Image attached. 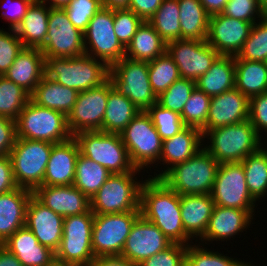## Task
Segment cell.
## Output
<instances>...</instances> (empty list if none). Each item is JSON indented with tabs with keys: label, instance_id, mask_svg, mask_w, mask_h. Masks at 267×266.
<instances>
[{
	"label": "cell",
	"instance_id": "3",
	"mask_svg": "<svg viewBox=\"0 0 267 266\" xmlns=\"http://www.w3.org/2000/svg\"><path fill=\"white\" fill-rule=\"evenodd\" d=\"M109 70L105 62L87 54L73 58H45V76L78 92L106 82Z\"/></svg>",
	"mask_w": 267,
	"mask_h": 266
},
{
	"label": "cell",
	"instance_id": "62",
	"mask_svg": "<svg viewBox=\"0 0 267 266\" xmlns=\"http://www.w3.org/2000/svg\"><path fill=\"white\" fill-rule=\"evenodd\" d=\"M48 266H71L69 264H65V263H62V262H59V261H56L54 260L50 265Z\"/></svg>",
	"mask_w": 267,
	"mask_h": 266
},
{
	"label": "cell",
	"instance_id": "59",
	"mask_svg": "<svg viewBox=\"0 0 267 266\" xmlns=\"http://www.w3.org/2000/svg\"><path fill=\"white\" fill-rule=\"evenodd\" d=\"M0 266H23L14 254L0 245Z\"/></svg>",
	"mask_w": 267,
	"mask_h": 266
},
{
	"label": "cell",
	"instance_id": "5",
	"mask_svg": "<svg viewBox=\"0 0 267 266\" xmlns=\"http://www.w3.org/2000/svg\"><path fill=\"white\" fill-rule=\"evenodd\" d=\"M141 170L111 174L97 193L90 199L94 215L114 214L140 210V190L143 181L135 177Z\"/></svg>",
	"mask_w": 267,
	"mask_h": 266
},
{
	"label": "cell",
	"instance_id": "26",
	"mask_svg": "<svg viewBox=\"0 0 267 266\" xmlns=\"http://www.w3.org/2000/svg\"><path fill=\"white\" fill-rule=\"evenodd\" d=\"M1 245L14 254L23 266H48L55 260V252L41 245L26 225Z\"/></svg>",
	"mask_w": 267,
	"mask_h": 266
},
{
	"label": "cell",
	"instance_id": "30",
	"mask_svg": "<svg viewBox=\"0 0 267 266\" xmlns=\"http://www.w3.org/2000/svg\"><path fill=\"white\" fill-rule=\"evenodd\" d=\"M78 93V91L44 76L30 94V100L36 105L68 116L76 103Z\"/></svg>",
	"mask_w": 267,
	"mask_h": 266
},
{
	"label": "cell",
	"instance_id": "20",
	"mask_svg": "<svg viewBox=\"0 0 267 266\" xmlns=\"http://www.w3.org/2000/svg\"><path fill=\"white\" fill-rule=\"evenodd\" d=\"M246 120H249V99L234 88L211 97L206 125L201 130H213Z\"/></svg>",
	"mask_w": 267,
	"mask_h": 266
},
{
	"label": "cell",
	"instance_id": "21",
	"mask_svg": "<svg viewBox=\"0 0 267 266\" xmlns=\"http://www.w3.org/2000/svg\"><path fill=\"white\" fill-rule=\"evenodd\" d=\"M64 217L40 203L33 195L26 207V226L38 242L56 251L63 236Z\"/></svg>",
	"mask_w": 267,
	"mask_h": 266
},
{
	"label": "cell",
	"instance_id": "23",
	"mask_svg": "<svg viewBox=\"0 0 267 266\" xmlns=\"http://www.w3.org/2000/svg\"><path fill=\"white\" fill-rule=\"evenodd\" d=\"M33 196L62 217L90 210V199L74 185L39 186L33 191Z\"/></svg>",
	"mask_w": 267,
	"mask_h": 266
},
{
	"label": "cell",
	"instance_id": "29",
	"mask_svg": "<svg viewBox=\"0 0 267 266\" xmlns=\"http://www.w3.org/2000/svg\"><path fill=\"white\" fill-rule=\"evenodd\" d=\"M214 206L211 194L180 195L183 228L193 240L205 234Z\"/></svg>",
	"mask_w": 267,
	"mask_h": 266
},
{
	"label": "cell",
	"instance_id": "45",
	"mask_svg": "<svg viewBox=\"0 0 267 266\" xmlns=\"http://www.w3.org/2000/svg\"><path fill=\"white\" fill-rule=\"evenodd\" d=\"M195 88V81L180 77L157 97V103L164 108L181 114L184 105Z\"/></svg>",
	"mask_w": 267,
	"mask_h": 266
},
{
	"label": "cell",
	"instance_id": "8",
	"mask_svg": "<svg viewBox=\"0 0 267 266\" xmlns=\"http://www.w3.org/2000/svg\"><path fill=\"white\" fill-rule=\"evenodd\" d=\"M53 143L16 138L9 154L13 175L18 187L32 192L43 186V178Z\"/></svg>",
	"mask_w": 267,
	"mask_h": 266
},
{
	"label": "cell",
	"instance_id": "4",
	"mask_svg": "<svg viewBox=\"0 0 267 266\" xmlns=\"http://www.w3.org/2000/svg\"><path fill=\"white\" fill-rule=\"evenodd\" d=\"M219 163L204 148L170 168L160 179L179 195L211 194Z\"/></svg>",
	"mask_w": 267,
	"mask_h": 266
},
{
	"label": "cell",
	"instance_id": "36",
	"mask_svg": "<svg viewBox=\"0 0 267 266\" xmlns=\"http://www.w3.org/2000/svg\"><path fill=\"white\" fill-rule=\"evenodd\" d=\"M181 39L206 40L209 15L199 0H178Z\"/></svg>",
	"mask_w": 267,
	"mask_h": 266
},
{
	"label": "cell",
	"instance_id": "53",
	"mask_svg": "<svg viewBox=\"0 0 267 266\" xmlns=\"http://www.w3.org/2000/svg\"><path fill=\"white\" fill-rule=\"evenodd\" d=\"M1 1H2L1 4L5 3L4 5L1 6L3 9L5 8V5L7 6V3L9 4V7H7L8 10L7 8H5L7 12H5L4 10L1 13V16L3 17V19H6V21H8L9 29L15 30L16 27L20 24L22 18L26 14L30 5L35 0H1ZM10 1L14 2L11 3Z\"/></svg>",
	"mask_w": 267,
	"mask_h": 266
},
{
	"label": "cell",
	"instance_id": "64",
	"mask_svg": "<svg viewBox=\"0 0 267 266\" xmlns=\"http://www.w3.org/2000/svg\"><path fill=\"white\" fill-rule=\"evenodd\" d=\"M264 17L267 18V7L264 9Z\"/></svg>",
	"mask_w": 267,
	"mask_h": 266
},
{
	"label": "cell",
	"instance_id": "27",
	"mask_svg": "<svg viewBox=\"0 0 267 266\" xmlns=\"http://www.w3.org/2000/svg\"><path fill=\"white\" fill-rule=\"evenodd\" d=\"M4 76L31 94L45 76V56L38 48H23Z\"/></svg>",
	"mask_w": 267,
	"mask_h": 266
},
{
	"label": "cell",
	"instance_id": "9",
	"mask_svg": "<svg viewBox=\"0 0 267 266\" xmlns=\"http://www.w3.org/2000/svg\"><path fill=\"white\" fill-rule=\"evenodd\" d=\"M120 136L136 169L144 170L154 163L158 166L156 162L160 160L163 140L146 111H140Z\"/></svg>",
	"mask_w": 267,
	"mask_h": 266
},
{
	"label": "cell",
	"instance_id": "38",
	"mask_svg": "<svg viewBox=\"0 0 267 266\" xmlns=\"http://www.w3.org/2000/svg\"><path fill=\"white\" fill-rule=\"evenodd\" d=\"M267 146L248 155L241 163L251 196L257 201L267 195Z\"/></svg>",
	"mask_w": 267,
	"mask_h": 266
},
{
	"label": "cell",
	"instance_id": "19",
	"mask_svg": "<svg viewBox=\"0 0 267 266\" xmlns=\"http://www.w3.org/2000/svg\"><path fill=\"white\" fill-rule=\"evenodd\" d=\"M252 26L251 22L216 14L209 17L206 41L220 55L237 56Z\"/></svg>",
	"mask_w": 267,
	"mask_h": 266
},
{
	"label": "cell",
	"instance_id": "32",
	"mask_svg": "<svg viewBox=\"0 0 267 266\" xmlns=\"http://www.w3.org/2000/svg\"><path fill=\"white\" fill-rule=\"evenodd\" d=\"M196 88L213 97L235 88V56L219 55L195 81Z\"/></svg>",
	"mask_w": 267,
	"mask_h": 266
},
{
	"label": "cell",
	"instance_id": "51",
	"mask_svg": "<svg viewBox=\"0 0 267 266\" xmlns=\"http://www.w3.org/2000/svg\"><path fill=\"white\" fill-rule=\"evenodd\" d=\"M187 245L172 243L165 250L145 259L139 266H186Z\"/></svg>",
	"mask_w": 267,
	"mask_h": 266
},
{
	"label": "cell",
	"instance_id": "58",
	"mask_svg": "<svg viewBox=\"0 0 267 266\" xmlns=\"http://www.w3.org/2000/svg\"><path fill=\"white\" fill-rule=\"evenodd\" d=\"M209 16L221 14L229 0H199Z\"/></svg>",
	"mask_w": 267,
	"mask_h": 266
},
{
	"label": "cell",
	"instance_id": "14",
	"mask_svg": "<svg viewBox=\"0 0 267 266\" xmlns=\"http://www.w3.org/2000/svg\"><path fill=\"white\" fill-rule=\"evenodd\" d=\"M40 50L45 58H73L85 54L84 34L70 22L64 9L50 8L48 31Z\"/></svg>",
	"mask_w": 267,
	"mask_h": 266
},
{
	"label": "cell",
	"instance_id": "2",
	"mask_svg": "<svg viewBox=\"0 0 267 266\" xmlns=\"http://www.w3.org/2000/svg\"><path fill=\"white\" fill-rule=\"evenodd\" d=\"M201 132L203 145L206 144L204 139H209L203 148L219 164L242 162L248 155L256 153L264 145L262 138L249 120L213 130H201Z\"/></svg>",
	"mask_w": 267,
	"mask_h": 266
},
{
	"label": "cell",
	"instance_id": "16",
	"mask_svg": "<svg viewBox=\"0 0 267 266\" xmlns=\"http://www.w3.org/2000/svg\"><path fill=\"white\" fill-rule=\"evenodd\" d=\"M109 94V79L98 87L81 91L67 116V126L72 136L82 131H102Z\"/></svg>",
	"mask_w": 267,
	"mask_h": 266
},
{
	"label": "cell",
	"instance_id": "41",
	"mask_svg": "<svg viewBox=\"0 0 267 266\" xmlns=\"http://www.w3.org/2000/svg\"><path fill=\"white\" fill-rule=\"evenodd\" d=\"M30 100V94L21 86L0 76V116L16 121Z\"/></svg>",
	"mask_w": 267,
	"mask_h": 266
},
{
	"label": "cell",
	"instance_id": "24",
	"mask_svg": "<svg viewBox=\"0 0 267 266\" xmlns=\"http://www.w3.org/2000/svg\"><path fill=\"white\" fill-rule=\"evenodd\" d=\"M79 147L72 136L69 140L53 144L43 186L73 185Z\"/></svg>",
	"mask_w": 267,
	"mask_h": 266
},
{
	"label": "cell",
	"instance_id": "61",
	"mask_svg": "<svg viewBox=\"0 0 267 266\" xmlns=\"http://www.w3.org/2000/svg\"><path fill=\"white\" fill-rule=\"evenodd\" d=\"M43 3H47L46 5L49 8H59V9H64L65 7L68 6V4L72 0H41ZM49 4V5H48Z\"/></svg>",
	"mask_w": 267,
	"mask_h": 266
},
{
	"label": "cell",
	"instance_id": "34",
	"mask_svg": "<svg viewBox=\"0 0 267 266\" xmlns=\"http://www.w3.org/2000/svg\"><path fill=\"white\" fill-rule=\"evenodd\" d=\"M167 43L148 22L143 21L137 28L130 44L125 49V57L143 62L153 61L164 54Z\"/></svg>",
	"mask_w": 267,
	"mask_h": 266
},
{
	"label": "cell",
	"instance_id": "39",
	"mask_svg": "<svg viewBox=\"0 0 267 266\" xmlns=\"http://www.w3.org/2000/svg\"><path fill=\"white\" fill-rule=\"evenodd\" d=\"M148 22L166 43L180 40L181 27L178 0H163Z\"/></svg>",
	"mask_w": 267,
	"mask_h": 266
},
{
	"label": "cell",
	"instance_id": "7",
	"mask_svg": "<svg viewBox=\"0 0 267 266\" xmlns=\"http://www.w3.org/2000/svg\"><path fill=\"white\" fill-rule=\"evenodd\" d=\"M73 137L81 155L102 165L111 174L132 172L135 169L120 134L82 131Z\"/></svg>",
	"mask_w": 267,
	"mask_h": 266
},
{
	"label": "cell",
	"instance_id": "54",
	"mask_svg": "<svg viewBox=\"0 0 267 266\" xmlns=\"http://www.w3.org/2000/svg\"><path fill=\"white\" fill-rule=\"evenodd\" d=\"M16 138V121L0 116V157L9 156Z\"/></svg>",
	"mask_w": 267,
	"mask_h": 266
},
{
	"label": "cell",
	"instance_id": "33",
	"mask_svg": "<svg viewBox=\"0 0 267 266\" xmlns=\"http://www.w3.org/2000/svg\"><path fill=\"white\" fill-rule=\"evenodd\" d=\"M139 112L131 100L113 87L109 79V94L102 121V131L120 134Z\"/></svg>",
	"mask_w": 267,
	"mask_h": 266
},
{
	"label": "cell",
	"instance_id": "55",
	"mask_svg": "<svg viewBox=\"0 0 267 266\" xmlns=\"http://www.w3.org/2000/svg\"><path fill=\"white\" fill-rule=\"evenodd\" d=\"M18 188L9 156L0 157V194L10 192Z\"/></svg>",
	"mask_w": 267,
	"mask_h": 266
},
{
	"label": "cell",
	"instance_id": "50",
	"mask_svg": "<svg viewBox=\"0 0 267 266\" xmlns=\"http://www.w3.org/2000/svg\"><path fill=\"white\" fill-rule=\"evenodd\" d=\"M9 31L0 28V76H4L24 48L15 30Z\"/></svg>",
	"mask_w": 267,
	"mask_h": 266
},
{
	"label": "cell",
	"instance_id": "56",
	"mask_svg": "<svg viewBox=\"0 0 267 266\" xmlns=\"http://www.w3.org/2000/svg\"><path fill=\"white\" fill-rule=\"evenodd\" d=\"M163 0H130L129 8L143 21H148L158 10Z\"/></svg>",
	"mask_w": 267,
	"mask_h": 266
},
{
	"label": "cell",
	"instance_id": "60",
	"mask_svg": "<svg viewBox=\"0 0 267 266\" xmlns=\"http://www.w3.org/2000/svg\"><path fill=\"white\" fill-rule=\"evenodd\" d=\"M130 0H101L102 7L111 10L128 9Z\"/></svg>",
	"mask_w": 267,
	"mask_h": 266
},
{
	"label": "cell",
	"instance_id": "11",
	"mask_svg": "<svg viewBox=\"0 0 267 266\" xmlns=\"http://www.w3.org/2000/svg\"><path fill=\"white\" fill-rule=\"evenodd\" d=\"M113 87L127 97L139 111H147L157 103L150 81L148 62L123 57L109 70Z\"/></svg>",
	"mask_w": 267,
	"mask_h": 266
},
{
	"label": "cell",
	"instance_id": "37",
	"mask_svg": "<svg viewBox=\"0 0 267 266\" xmlns=\"http://www.w3.org/2000/svg\"><path fill=\"white\" fill-rule=\"evenodd\" d=\"M110 175L105 167L79 153L73 185L91 199Z\"/></svg>",
	"mask_w": 267,
	"mask_h": 266
},
{
	"label": "cell",
	"instance_id": "40",
	"mask_svg": "<svg viewBox=\"0 0 267 266\" xmlns=\"http://www.w3.org/2000/svg\"><path fill=\"white\" fill-rule=\"evenodd\" d=\"M148 71L152 90L157 97L180 78L178 67L167 52L148 62Z\"/></svg>",
	"mask_w": 267,
	"mask_h": 266
},
{
	"label": "cell",
	"instance_id": "22",
	"mask_svg": "<svg viewBox=\"0 0 267 266\" xmlns=\"http://www.w3.org/2000/svg\"><path fill=\"white\" fill-rule=\"evenodd\" d=\"M255 210H242L215 205L209 219L205 234L198 240L207 244L213 241L230 240L240 232L248 229L253 219ZM207 241V242H206Z\"/></svg>",
	"mask_w": 267,
	"mask_h": 266
},
{
	"label": "cell",
	"instance_id": "12",
	"mask_svg": "<svg viewBox=\"0 0 267 266\" xmlns=\"http://www.w3.org/2000/svg\"><path fill=\"white\" fill-rule=\"evenodd\" d=\"M140 215V210L94 215L91 237L94 256L121 255L131 228Z\"/></svg>",
	"mask_w": 267,
	"mask_h": 266
},
{
	"label": "cell",
	"instance_id": "17",
	"mask_svg": "<svg viewBox=\"0 0 267 266\" xmlns=\"http://www.w3.org/2000/svg\"><path fill=\"white\" fill-rule=\"evenodd\" d=\"M166 52L178 67L181 78L196 81L220 55L206 40L180 39L167 43Z\"/></svg>",
	"mask_w": 267,
	"mask_h": 266
},
{
	"label": "cell",
	"instance_id": "43",
	"mask_svg": "<svg viewBox=\"0 0 267 266\" xmlns=\"http://www.w3.org/2000/svg\"><path fill=\"white\" fill-rule=\"evenodd\" d=\"M187 245L186 266H244L245 261L237 258L225 256L224 253L217 252L213 249H205L201 244ZM215 251V252H214Z\"/></svg>",
	"mask_w": 267,
	"mask_h": 266
},
{
	"label": "cell",
	"instance_id": "13",
	"mask_svg": "<svg viewBox=\"0 0 267 266\" xmlns=\"http://www.w3.org/2000/svg\"><path fill=\"white\" fill-rule=\"evenodd\" d=\"M83 34L85 54L105 62L109 67L125 57V48L114 32L113 10L102 7Z\"/></svg>",
	"mask_w": 267,
	"mask_h": 266
},
{
	"label": "cell",
	"instance_id": "1",
	"mask_svg": "<svg viewBox=\"0 0 267 266\" xmlns=\"http://www.w3.org/2000/svg\"><path fill=\"white\" fill-rule=\"evenodd\" d=\"M141 215L156 225L172 242L189 245L193 239L183 228L180 195L161 179L144 180L140 190Z\"/></svg>",
	"mask_w": 267,
	"mask_h": 266
},
{
	"label": "cell",
	"instance_id": "57",
	"mask_svg": "<svg viewBox=\"0 0 267 266\" xmlns=\"http://www.w3.org/2000/svg\"><path fill=\"white\" fill-rule=\"evenodd\" d=\"M91 266H139L121 255L95 257Z\"/></svg>",
	"mask_w": 267,
	"mask_h": 266
},
{
	"label": "cell",
	"instance_id": "52",
	"mask_svg": "<svg viewBox=\"0 0 267 266\" xmlns=\"http://www.w3.org/2000/svg\"><path fill=\"white\" fill-rule=\"evenodd\" d=\"M249 121L261 138L267 133V92L249 99Z\"/></svg>",
	"mask_w": 267,
	"mask_h": 266
},
{
	"label": "cell",
	"instance_id": "49",
	"mask_svg": "<svg viewBox=\"0 0 267 266\" xmlns=\"http://www.w3.org/2000/svg\"><path fill=\"white\" fill-rule=\"evenodd\" d=\"M221 14L254 24L264 17V8L258 0H229Z\"/></svg>",
	"mask_w": 267,
	"mask_h": 266
},
{
	"label": "cell",
	"instance_id": "6",
	"mask_svg": "<svg viewBox=\"0 0 267 266\" xmlns=\"http://www.w3.org/2000/svg\"><path fill=\"white\" fill-rule=\"evenodd\" d=\"M16 137L56 144L69 140L72 135L67 116L29 100L16 119Z\"/></svg>",
	"mask_w": 267,
	"mask_h": 266
},
{
	"label": "cell",
	"instance_id": "65",
	"mask_svg": "<svg viewBox=\"0 0 267 266\" xmlns=\"http://www.w3.org/2000/svg\"><path fill=\"white\" fill-rule=\"evenodd\" d=\"M244 266H254L253 264L251 265V262H246Z\"/></svg>",
	"mask_w": 267,
	"mask_h": 266
},
{
	"label": "cell",
	"instance_id": "63",
	"mask_svg": "<svg viewBox=\"0 0 267 266\" xmlns=\"http://www.w3.org/2000/svg\"><path fill=\"white\" fill-rule=\"evenodd\" d=\"M258 2L264 9L267 7V0H258Z\"/></svg>",
	"mask_w": 267,
	"mask_h": 266
},
{
	"label": "cell",
	"instance_id": "15",
	"mask_svg": "<svg viewBox=\"0 0 267 266\" xmlns=\"http://www.w3.org/2000/svg\"><path fill=\"white\" fill-rule=\"evenodd\" d=\"M211 196L215 205L242 210H255L257 202L249 193L241 162L219 165Z\"/></svg>",
	"mask_w": 267,
	"mask_h": 266
},
{
	"label": "cell",
	"instance_id": "46",
	"mask_svg": "<svg viewBox=\"0 0 267 266\" xmlns=\"http://www.w3.org/2000/svg\"><path fill=\"white\" fill-rule=\"evenodd\" d=\"M146 112L150 115L162 140L172 138L186 127L179 113L164 108L158 103L152 105Z\"/></svg>",
	"mask_w": 267,
	"mask_h": 266
},
{
	"label": "cell",
	"instance_id": "35",
	"mask_svg": "<svg viewBox=\"0 0 267 266\" xmlns=\"http://www.w3.org/2000/svg\"><path fill=\"white\" fill-rule=\"evenodd\" d=\"M235 88L248 99L267 92V65L265 62L235 60Z\"/></svg>",
	"mask_w": 267,
	"mask_h": 266
},
{
	"label": "cell",
	"instance_id": "44",
	"mask_svg": "<svg viewBox=\"0 0 267 266\" xmlns=\"http://www.w3.org/2000/svg\"><path fill=\"white\" fill-rule=\"evenodd\" d=\"M211 97L195 88L184 105L181 119L185 126L202 129L206 125Z\"/></svg>",
	"mask_w": 267,
	"mask_h": 266
},
{
	"label": "cell",
	"instance_id": "28",
	"mask_svg": "<svg viewBox=\"0 0 267 266\" xmlns=\"http://www.w3.org/2000/svg\"><path fill=\"white\" fill-rule=\"evenodd\" d=\"M33 192L18 187L0 194V245L26 225V207Z\"/></svg>",
	"mask_w": 267,
	"mask_h": 266
},
{
	"label": "cell",
	"instance_id": "42",
	"mask_svg": "<svg viewBox=\"0 0 267 266\" xmlns=\"http://www.w3.org/2000/svg\"><path fill=\"white\" fill-rule=\"evenodd\" d=\"M253 24L249 37L235 60L263 61L267 57V18L258 19Z\"/></svg>",
	"mask_w": 267,
	"mask_h": 266
},
{
	"label": "cell",
	"instance_id": "10",
	"mask_svg": "<svg viewBox=\"0 0 267 266\" xmlns=\"http://www.w3.org/2000/svg\"><path fill=\"white\" fill-rule=\"evenodd\" d=\"M94 214L87 213L64 217L63 236L55 260L71 266H91L95 258L92 249Z\"/></svg>",
	"mask_w": 267,
	"mask_h": 266
},
{
	"label": "cell",
	"instance_id": "18",
	"mask_svg": "<svg viewBox=\"0 0 267 266\" xmlns=\"http://www.w3.org/2000/svg\"><path fill=\"white\" fill-rule=\"evenodd\" d=\"M171 244L172 242L156 225L140 215L131 228L121 256L139 265Z\"/></svg>",
	"mask_w": 267,
	"mask_h": 266
},
{
	"label": "cell",
	"instance_id": "47",
	"mask_svg": "<svg viewBox=\"0 0 267 266\" xmlns=\"http://www.w3.org/2000/svg\"><path fill=\"white\" fill-rule=\"evenodd\" d=\"M101 8V0H72L64 10L70 22L84 32L90 20Z\"/></svg>",
	"mask_w": 267,
	"mask_h": 266
},
{
	"label": "cell",
	"instance_id": "48",
	"mask_svg": "<svg viewBox=\"0 0 267 266\" xmlns=\"http://www.w3.org/2000/svg\"><path fill=\"white\" fill-rule=\"evenodd\" d=\"M114 32L126 49L143 20L130 9L113 10Z\"/></svg>",
	"mask_w": 267,
	"mask_h": 266
},
{
	"label": "cell",
	"instance_id": "25",
	"mask_svg": "<svg viewBox=\"0 0 267 266\" xmlns=\"http://www.w3.org/2000/svg\"><path fill=\"white\" fill-rule=\"evenodd\" d=\"M203 148V138L200 129L185 127L172 138L163 140L159 163L167 164L164 170L158 171L151 178L160 179L170 168L193 157ZM167 167V168H166ZM156 175V176H155Z\"/></svg>",
	"mask_w": 267,
	"mask_h": 266
},
{
	"label": "cell",
	"instance_id": "31",
	"mask_svg": "<svg viewBox=\"0 0 267 266\" xmlns=\"http://www.w3.org/2000/svg\"><path fill=\"white\" fill-rule=\"evenodd\" d=\"M50 8L41 0H35L28 8L15 32L24 48L41 49L48 31Z\"/></svg>",
	"mask_w": 267,
	"mask_h": 266
}]
</instances>
